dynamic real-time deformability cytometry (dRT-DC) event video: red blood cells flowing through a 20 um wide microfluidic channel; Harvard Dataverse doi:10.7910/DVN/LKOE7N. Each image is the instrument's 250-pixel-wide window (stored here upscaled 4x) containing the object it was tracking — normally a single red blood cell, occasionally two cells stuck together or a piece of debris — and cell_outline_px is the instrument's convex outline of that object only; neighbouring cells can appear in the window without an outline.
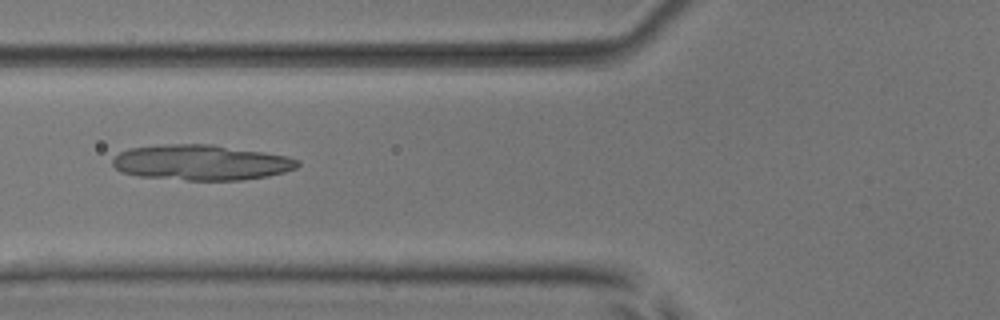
{"species": "common noctule bat (a hibernating species)", "species_latin": "Nyctalus noctula", "temperature_condition": "room temperature", "stored_images_in_passage": 53, "camera_frame_rate_fps": 3000, "um_per_image_px": 0.085, "animal": {"sex": "male", "body_mass_g": 17.9, "forearm_length_mm": 54.2}, "frame": {"image": 1, "passage_image": 21, "time_ms": 6.667, "image_size_px": [1000, 320], "cell_outline_px": [[300, 164], [296, 168], [284, 172], [268, 176], [240, 180], [188, 180], [140, 176], [120, 172], [112, 164], [112, 160], [120, 152], [128, 148], [160, 144], [212, 144], [264, 152], [288, 156], [300, 160]], "centroid_in_image_um": [17.1, 13.8], "position_along_channel_um": 108.7, "area_um2": 38.32}}
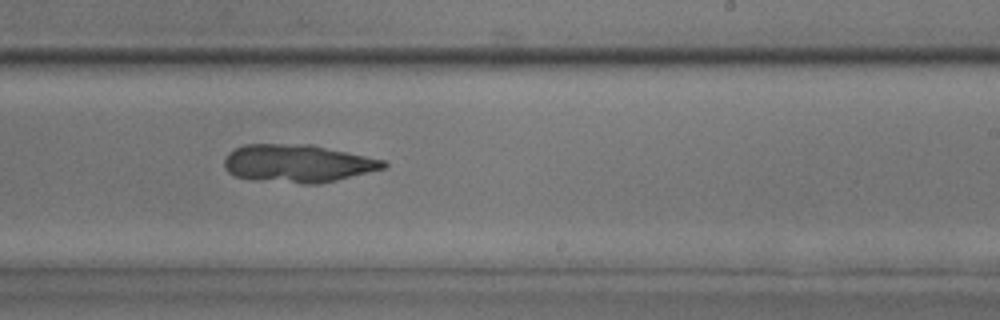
{"frame": {"image": 2, "passage_image": 33, "time_ms": 10.667, "image_size_px": [1000, 320], "cell_outline_px": [[388, 168], [320, 184], [304, 184], [236, 176], [228, 172], [224, 168], [224, 160], [228, 152], [244, 144], [312, 144], [384, 160], [388, 164]], "centroid_in_image_um": [25.36, 13.88], "position_along_channel_um": 263.6, "area_um2": 35.03}}
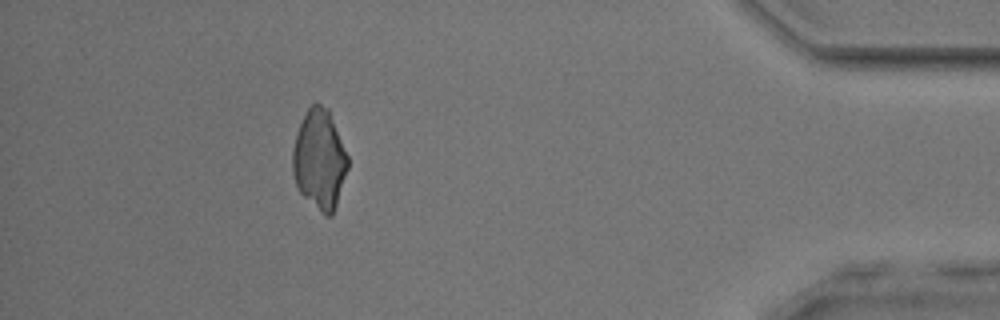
{"frame": {"image": 3, "passage_image": 48, "time_ms": 15.667, "image_size_px": [1000, 320], "cell_outline_px": [[348, 168], [332, 216], [324, 216], [300, 192], [296, 184], [292, 172], [292, 148], [296, 132], [308, 108], [316, 100], [328, 108], [348, 156]], "centroid_in_image_um": [27.14, 13.53], "position_along_channel_um": 408.1, "area_um2": 32.08}}